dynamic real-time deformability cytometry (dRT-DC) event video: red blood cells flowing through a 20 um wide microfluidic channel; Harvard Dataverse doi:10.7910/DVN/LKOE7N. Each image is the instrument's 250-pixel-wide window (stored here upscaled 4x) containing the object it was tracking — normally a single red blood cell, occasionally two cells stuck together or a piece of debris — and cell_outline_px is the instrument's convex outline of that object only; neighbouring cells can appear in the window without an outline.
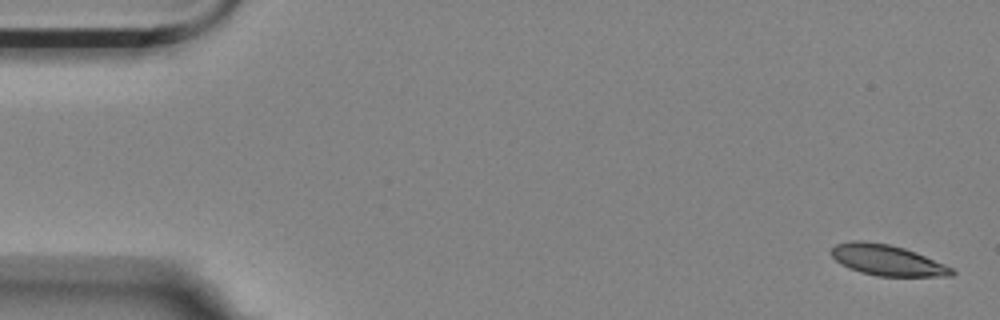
{"species": "Egyptian fruit bat (a non-hibernating species)", "species_latin": "Rousettus aegyptiacus", "temperature_condition": "room temperature", "stored_images_in_passage": 5, "camera_frame_rate_fps": 3000, "um_per_image_px": 0.085, "animal": {"sex": "female"}, "frame": {"image": 1, "passage_image": 1, "time_ms": 0.0, "image_size_px": [1000, 320], "cell_outline_px": [[956, 272], [952, 276], [876, 276], [860, 272], [848, 268], [840, 264], [832, 256], [832, 248], [836, 244], [852, 240], [860, 240], [888, 244], [904, 248], [916, 252], [944, 264], [952, 268]], "centroid_in_image_um": [75.4, 22.12], "position_along_channel_um": 9.6, "area_um2": 21.56}}
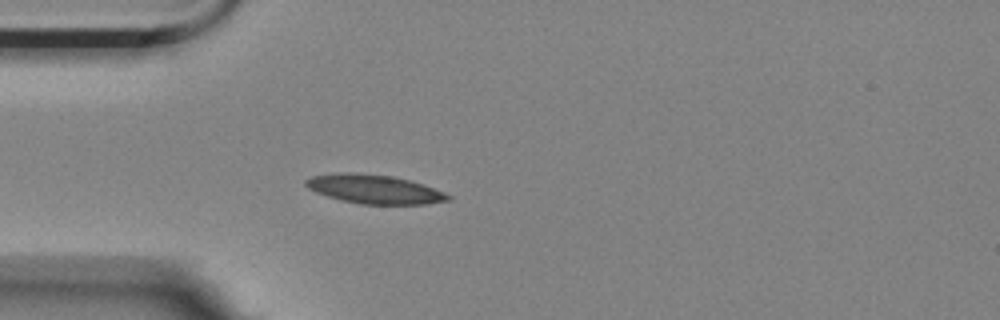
{"frame": {"image": 2, "passage_image": 5, "time_ms": 1.333, "image_size_px": [1000, 320], "cell_outline_px": [[452, 200], [424, 204], [360, 204], [340, 200], [316, 192], [308, 188], [304, 184], [304, 180], [312, 176], [336, 172], [356, 172], [392, 176], [424, 184], [444, 192], [452, 196]], "centroid_in_image_um": [31.81, 16.07], "position_along_channel_um": 53.2, "area_um2": 24.16}}